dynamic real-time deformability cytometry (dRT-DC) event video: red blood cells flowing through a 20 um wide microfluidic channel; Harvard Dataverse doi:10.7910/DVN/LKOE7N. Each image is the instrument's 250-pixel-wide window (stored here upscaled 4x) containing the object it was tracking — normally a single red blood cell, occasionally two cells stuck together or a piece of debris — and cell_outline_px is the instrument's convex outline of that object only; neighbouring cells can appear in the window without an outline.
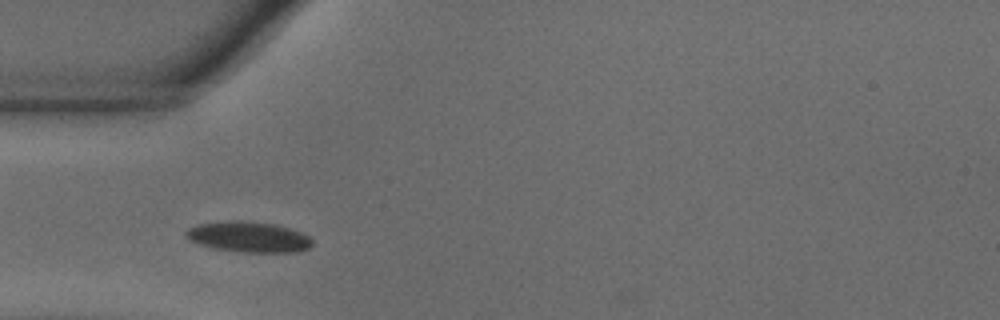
{"species": "common noctule bat (a hibernating species)", "species_latin": "Nyctalus noctula", "temperature_condition": "warm", "stored_images_in_passage": 43, "camera_frame_rate_fps": 3000, "um_per_image_px": 0.085, "animal": {"sex": "male", "body_mass_g": 18.8}, "frame": {"image": 1, "passage_image": 5, "time_ms": 1.333, "image_size_px": [1000, 320], "cell_outline_px": [[312, 244], [308, 248], [296, 252], [240, 252], [212, 248], [188, 240], [184, 236], [184, 232], [188, 228], [200, 224], [236, 220], [244, 220], [272, 224], [288, 228], [300, 232], [308, 236], [312, 240]], "centroid_in_image_um": [21.09, 20.14], "position_along_channel_um": 63.9, "area_um2": 22.43}}
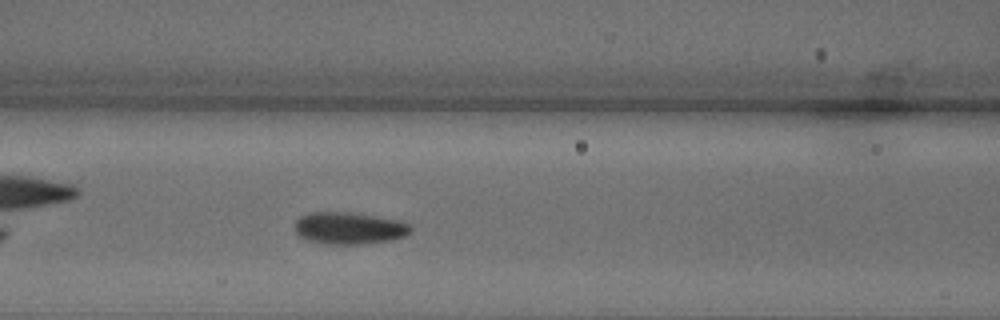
{"frame": {"image": 2, "passage_image": 11, "time_ms": 3.333, "image_size_px": [1000, 320], "cell_outline_px": [[412, 232], [404, 236], [392, 240], [364, 244], [324, 244], [304, 240], [296, 232], [296, 220], [300, 216], [312, 212], [348, 212], [376, 216], [400, 220], [408, 224], [412, 228]], "centroid_in_image_um": [29.69, 19.4], "position_along_channel_um": 136.9, "area_um2": 21.79}}
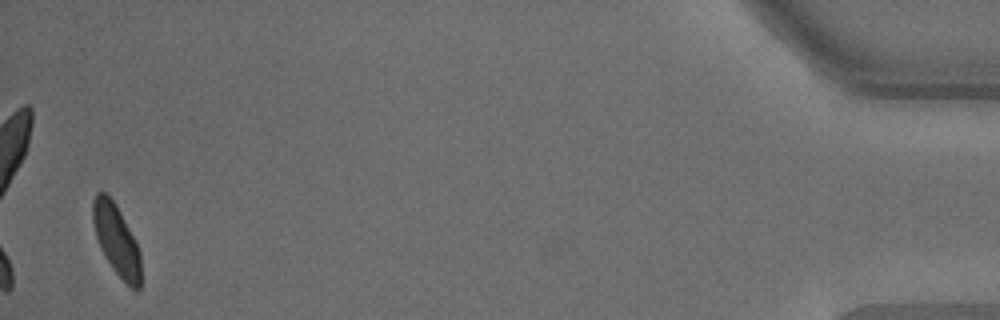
{"frame": {"image": 3, "passage_image": 42, "time_ms": 13.667, "image_size_px": [1000, 320], "cell_outline_px": [[140, 288], [136, 292], [112, 268], [100, 248], [96, 236], [92, 220], [92, 200], [96, 192], [108, 192], [120, 212], [136, 240], [140, 252]], "centroid_in_image_um": [9.88, 20.35], "position_along_channel_um": 425.3, "area_um2": 19.83}, "authors_computed_cell_mechanics": {"area_um2": 21.2126, "velocity_mm_per_s": 3.6437, "shape_relaxation_time_tau1_ms": 2.7699, "shape_relaxation_time_tau2_ms": null, "deformation_change_tau1": 0.1246, "deformation_change_tau2": null}}